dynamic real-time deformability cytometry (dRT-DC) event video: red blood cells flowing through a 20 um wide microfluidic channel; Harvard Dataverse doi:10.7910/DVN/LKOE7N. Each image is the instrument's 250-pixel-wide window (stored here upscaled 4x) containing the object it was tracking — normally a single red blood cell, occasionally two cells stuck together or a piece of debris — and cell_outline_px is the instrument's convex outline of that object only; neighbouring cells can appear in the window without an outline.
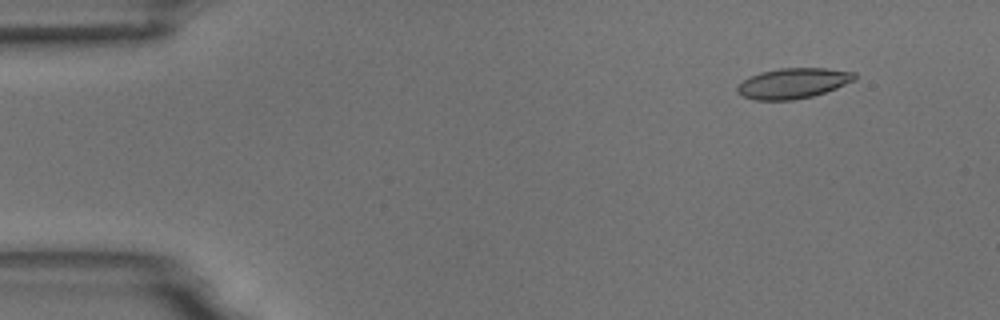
{"species": "common noctule bat (a hibernating species)", "species_latin": "Nyctalus noctula", "temperature_condition": "room temperature", "stored_images_in_passage": 5, "camera_frame_rate_fps": 3000, "um_per_image_px": 0.085, "animal": {"sex": "male", "body_mass_g": 18.8}, "frame": {"image": 1, "passage_image": 2, "time_ms": 1.0, "image_size_px": [1000, 320], "cell_outline_px": [[856, 80], [836, 88], [812, 96], [792, 100], [756, 100], [744, 96], [736, 92], [736, 88], [744, 80], [760, 72], [780, 68], [824, 68], [856, 72]], "centroid_in_image_um": [67.44, 7.07], "position_along_channel_um": 17.6, "area_um2": 20.63}}